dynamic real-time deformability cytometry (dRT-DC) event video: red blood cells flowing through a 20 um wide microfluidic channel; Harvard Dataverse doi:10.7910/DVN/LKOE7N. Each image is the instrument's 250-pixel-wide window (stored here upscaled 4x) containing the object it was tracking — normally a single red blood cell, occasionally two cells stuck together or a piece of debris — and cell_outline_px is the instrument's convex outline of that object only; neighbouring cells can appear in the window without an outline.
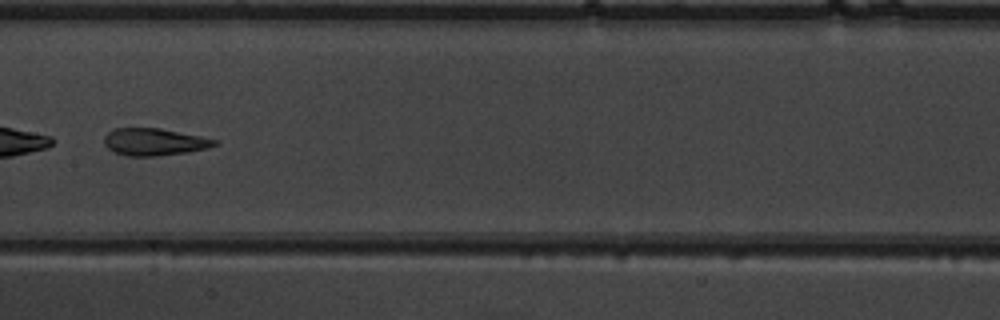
{"species": "common noctule bat (a hibernating species)", "species_latin": "Nyctalus noctula", "temperature_condition": "warm", "stored_images_in_passage": 33, "camera_frame_rate_fps": 3000, "um_per_image_px": 0.085, "animal": {"sex": "male", "body_mass_g": 19.5, "forearm_length_mm": 54.6}, "frame": {"image": 1, "passage_image": 15, "time_ms": 4.667, "image_size_px": [1000, 320], "cell_outline_px": [[220, 144], [208, 148], [188, 152], [156, 156], [128, 156], [116, 152], [108, 148], [104, 144], [104, 136], [112, 128], [160, 128], [220, 140]], "centroid_in_image_um": [13.14, 12.06], "position_along_channel_um": 194.3, "area_um2": 17.63}}
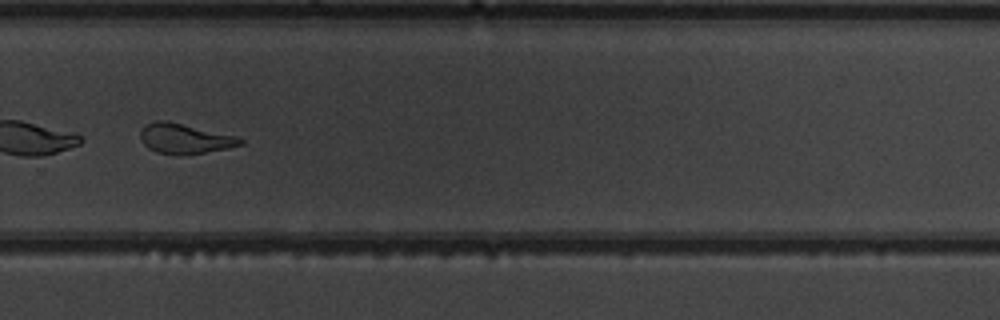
{"frame": {"image": 2, "passage_image": 24, "time_ms": 7.667, "image_size_px": [1000, 320], "cell_outline_px": [[244, 144], [228, 148], [180, 156], [156, 152], [148, 148], [140, 140], [140, 132], [144, 124], [156, 120], [168, 120], [236, 136], [244, 140]], "centroid_in_image_um": [15.67, 11.78], "position_along_channel_um": 314.1, "area_um2": 17.74}}
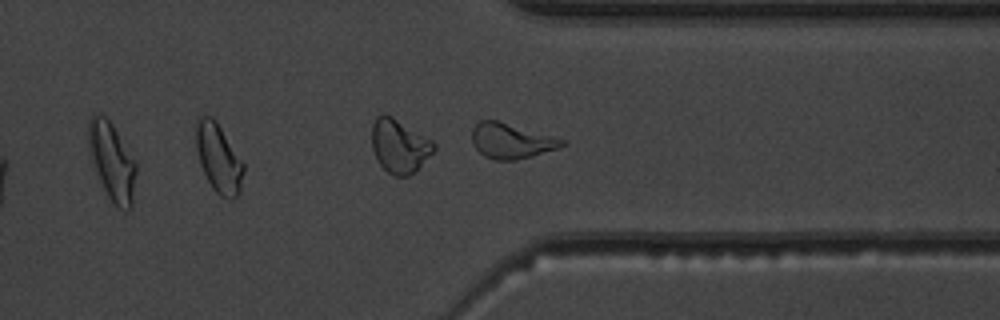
{"frame": {"image": 3, "passage_image": 28, "time_ms": 9.0, "image_size_px": [1000, 320], "cell_outline_px": [[568, 144], [532, 156], [512, 160], [496, 160], [484, 156], [472, 144], [472, 128], [480, 120], [496, 120], [568, 140]], "centroid_in_image_um": [43.46, 11.97], "position_along_channel_um": 367.9, "area_um2": 18.38}, "authors_computed_cell_mechanics": {"area_um2": 18.0914, "velocity_mm_per_s": 4.0086, "shape_relaxation_time_tau1_ms": null, "shape_relaxation_time_tau2_ms": 1.9012, "deformation_change_tau1": null, "deformation_change_tau2": 0.1026}}